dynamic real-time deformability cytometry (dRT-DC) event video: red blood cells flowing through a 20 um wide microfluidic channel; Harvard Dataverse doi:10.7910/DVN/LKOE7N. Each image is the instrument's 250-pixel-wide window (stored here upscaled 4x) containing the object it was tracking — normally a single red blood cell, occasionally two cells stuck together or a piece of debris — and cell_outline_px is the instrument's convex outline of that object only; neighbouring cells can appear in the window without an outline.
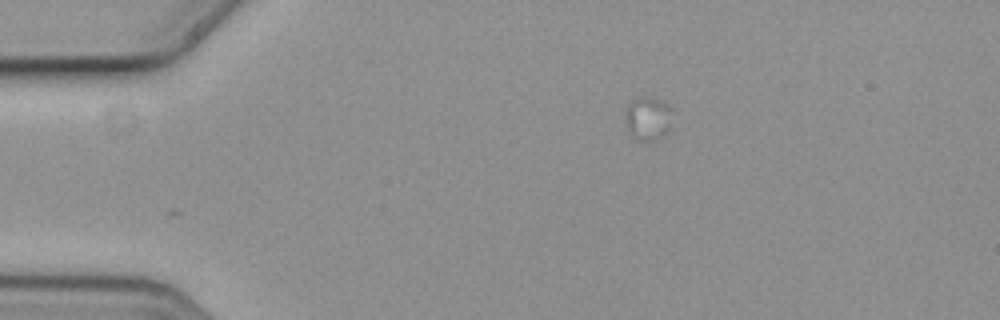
{"species": "common noctule bat (a hibernating species)", "species_latin": "Nyctalus noctula", "temperature_condition": "cold", "stored_images_in_passage": 3, "camera_frame_rate_fps": 3000, "um_per_image_px": 0.085, "animal": {"sex": "female", "body_mass_g": 19.3, "forearm_length_mm": 54.1}, "frame": {"image": 1, "passage_image": 1, "time_ms": 0.0, "image_size_px": [1000, 320], "cell_outline_px": [[672, 128], [664, 136], [656, 140], [636, 140], [632, 136], [628, 128], [624, 116], [624, 108], [636, 96], [648, 96], [668, 104], [672, 108]], "centroid_in_image_um": [55.09, 10.05], "position_along_channel_um": 29.9, "area_um2": 12.48}}